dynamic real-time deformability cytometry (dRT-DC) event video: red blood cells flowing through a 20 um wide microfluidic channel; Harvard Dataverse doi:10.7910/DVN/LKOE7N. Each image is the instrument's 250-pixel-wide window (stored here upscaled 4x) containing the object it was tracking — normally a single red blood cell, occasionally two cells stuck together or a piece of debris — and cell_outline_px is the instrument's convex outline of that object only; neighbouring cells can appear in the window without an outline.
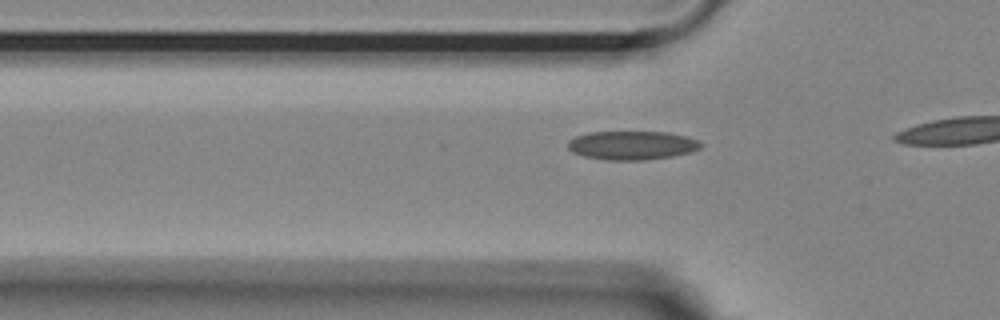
{"species": "Egyptian fruit bat (a non-hibernating species)", "species_latin": "Rousettus aegyptiacus", "temperature_condition": "room temperature", "stored_images_in_passage": 7, "camera_frame_rate_fps": 3000, "um_per_image_px": 0.085, "animal": {"sex": "female"}, "frame": {"image": 1, "passage_image": 4, "time_ms": 1.0, "image_size_px": [1000, 320], "cell_outline_px": [[704, 144], [700, 148], [692, 152], [672, 156], [644, 160], [608, 160], [584, 156], [572, 152], [568, 148], [568, 140], [576, 136], [588, 132], [668, 132], [688, 136], [700, 140]], "centroid_in_image_um": [53.76, 12.34], "position_along_channel_um": 72.0, "area_um2": 22.48}}